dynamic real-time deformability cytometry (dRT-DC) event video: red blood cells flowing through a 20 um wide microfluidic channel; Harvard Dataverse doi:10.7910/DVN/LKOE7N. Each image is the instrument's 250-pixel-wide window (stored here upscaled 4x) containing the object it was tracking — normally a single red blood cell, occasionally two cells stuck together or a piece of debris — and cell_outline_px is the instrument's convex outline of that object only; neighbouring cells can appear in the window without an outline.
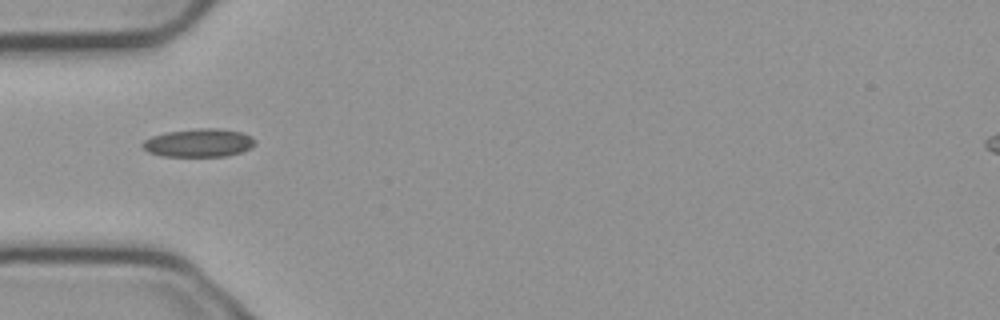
{"species": "common noctule bat (a hibernating species)", "species_latin": "Nyctalus noctula", "temperature_condition": "cold", "stored_images_in_passage": 5, "camera_frame_rate_fps": 3000, "um_per_image_px": 0.085, "animal": {"sex": "male", "body_mass_g": 23.1, "forearm_length_mm": 52.7}, "frame": {"image": 1, "passage_image": 5, "time_ms": 1.333, "image_size_px": [1000, 320], "cell_outline_px": [[256, 144], [252, 148], [240, 152], [224, 156], [160, 156], [148, 152], [140, 144], [144, 140], [152, 136], [164, 132], [196, 128], [220, 128], [244, 132], [252, 136], [256, 140]], "centroid_in_image_um": [16.92, 12.13], "position_along_channel_um": 68.1, "area_um2": 18.84}}